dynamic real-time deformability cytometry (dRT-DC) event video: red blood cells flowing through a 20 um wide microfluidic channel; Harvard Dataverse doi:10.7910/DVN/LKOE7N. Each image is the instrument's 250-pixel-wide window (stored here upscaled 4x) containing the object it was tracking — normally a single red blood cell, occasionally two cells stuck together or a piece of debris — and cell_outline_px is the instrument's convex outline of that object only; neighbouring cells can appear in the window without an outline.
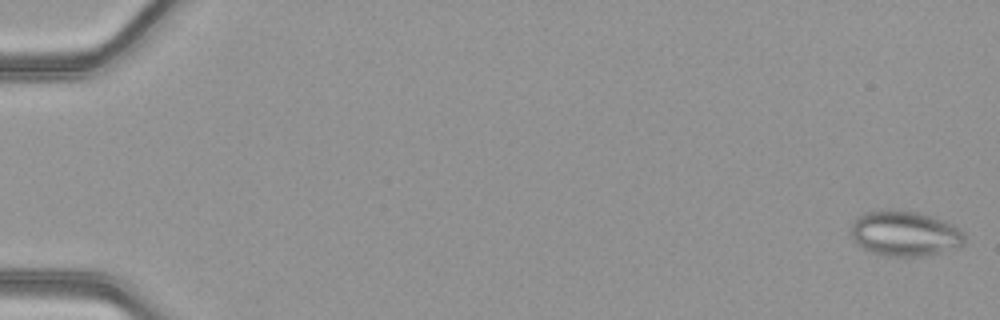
{"species": "common noctule bat (a hibernating species)", "species_latin": "Nyctalus noctula", "temperature_condition": "warm", "stored_images_in_passage": 50, "camera_frame_rate_fps": 3000, "um_per_image_px": 0.085, "animal": {"sex": "female", "body_mass_g": 21.9}, "frame": {"image": 1, "passage_image": 1, "time_ms": 0.0, "image_size_px": [1000, 320], "cell_outline_px": [[964, 244], [960, 248], [924, 256], [896, 256], [872, 252], [856, 244], [852, 240], [848, 232], [856, 216], [864, 212], [916, 212], [932, 216], [944, 220], [952, 224], [964, 232]], "centroid_in_image_um": [76.92, 19.88], "position_along_channel_um": 8.1, "area_um2": 29.77}}
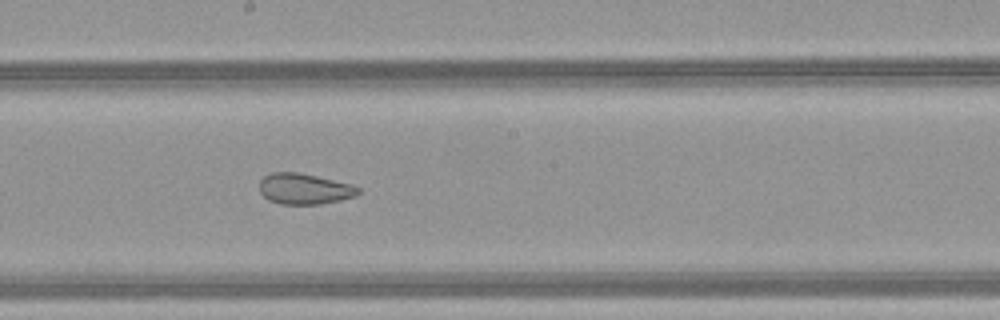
{"frame": {"image": 2, "passage_image": 29, "time_ms": 9.333, "image_size_px": [1000, 320], "cell_outline_px": [[360, 192], [356, 196], [340, 200], [320, 204], [280, 204], [268, 200], [260, 192], [260, 180], [264, 176], [272, 172], [296, 172], [316, 176], [352, 184], [360, 188]], "centroid_in_image_um": [25.87, 16.05], "position_along_channel_um": 222.3, "area_um2": 17.74}}
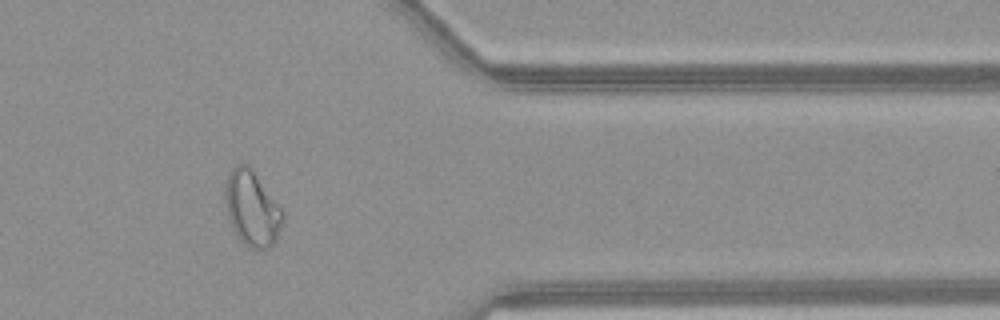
{"frame": {"image": 3, "passage_image": 42, "time_ms": 13.667, "image_size_px": [1000, 320], "cell_outline_px": [[284, 220], [276, 240], [268, 248], [248, 248], [236, 236], [228, 220], [224, 196], [228, 172], [236, 164], [248, 164], [252, 168], [284, 208]], "centroid_in_image_um": [21.44, 17.7], "position_along_channel_um": 390.0, "area_um2": 25.89}, "authors_computed_cell_mechanics": {"area_um2": 26.1834, "velocity_mm_per_s": 4.1908, "shape_relaxation_time_tau1_ms": null, "shape_relaxation_time_tau2_ms": 1.2899, "deformation_change_tau1": null, "deformation_change_tau2": 0.0754}}